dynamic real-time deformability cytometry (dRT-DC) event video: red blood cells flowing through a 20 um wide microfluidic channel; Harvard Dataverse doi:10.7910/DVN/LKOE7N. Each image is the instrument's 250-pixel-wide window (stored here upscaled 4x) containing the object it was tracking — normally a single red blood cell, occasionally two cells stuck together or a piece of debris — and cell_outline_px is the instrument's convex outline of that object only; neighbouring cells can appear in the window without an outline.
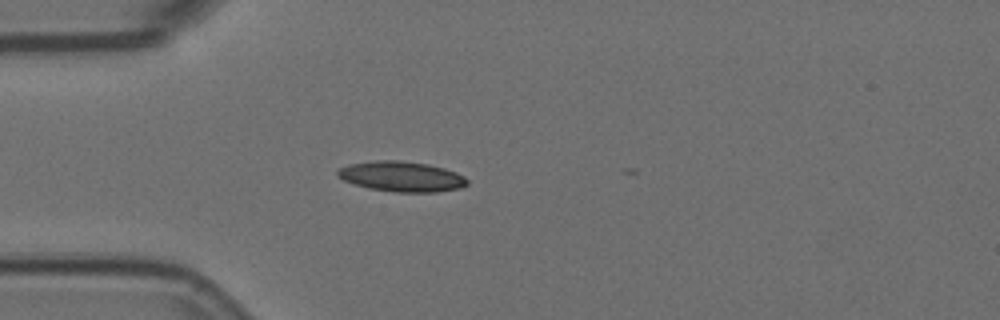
{"species": "Egyptian fruit bat (a non-hibernating species)", "species_latin": "Rousettus aegyptiacus", "temperature_condition": "room temperature", "stored_images_in_passage": 20, "camera_frame_rate_fps": 3000, "um_per_image_px": 0.085, "animal": {"sex": "female"}, "frame": {"image": 1, "passage_image": 1, "time_ms": 0.0, "image_size_px": [1000, 320], "cell_outline_px": [[468, 184], [460, 188], [436, 192], [396, 192], [368, 188], [344, 180], [336, 176], [336, 172], [340, 168], [348, 164], [376, 160], [400, 160], [428, 164], [444, 168], [456, 172], [464, 176], [468, 180]], "centroid_in_image_um": [34.14, 15.0], "position_along_channel_um": 50.9, "area_um2": 22.89}}
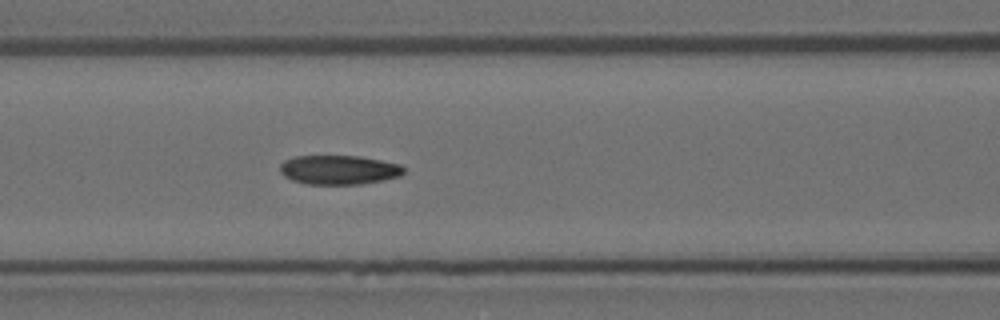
{"frame": {"image": 2, "passage_image": 9, "time_ms": 2.667, "image_size_px": [1000, 320], "cell_outline_px": [[404, 172], [400, 176], [384, 180], [360, 184], [308, 184], [292, 180], [284, 176], [280, 172], [280, 164], [284, 160], [296, 156], [360, 156], [400, 164], [404, 168]], "centroid_in_image_um": [28.8, 14.43], "position_along_channel_um": 137.8, "area_um2": 21.1}}
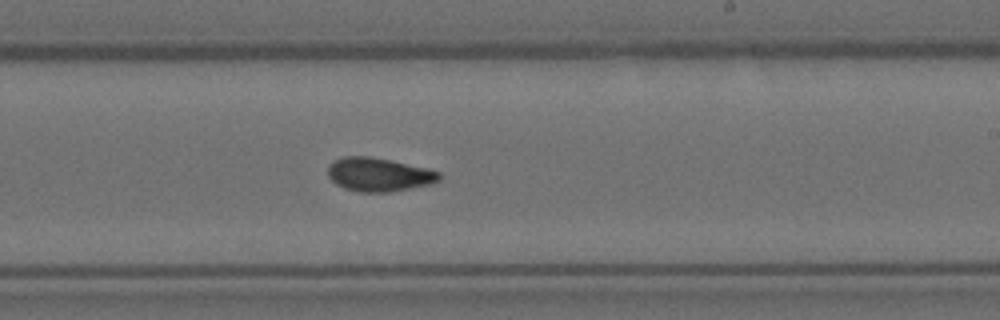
{"frame": {"image": 3, "passage_image": 19, "time_ms": 6.0, "image_size_px": [1000, 320], "cell_outline_px": [[440, 180], [428, 184], [388, 192], [360, 192], [344, 188], [336, 184], [328, 176], [328, 164], [332, 160], [344, 156], [368, 156], [428, 168], [440, 172]], "centroid_in_image_um": [32.15, 14.83], "position_along_channel_um": 256.9, "area_um2": 21.68}}